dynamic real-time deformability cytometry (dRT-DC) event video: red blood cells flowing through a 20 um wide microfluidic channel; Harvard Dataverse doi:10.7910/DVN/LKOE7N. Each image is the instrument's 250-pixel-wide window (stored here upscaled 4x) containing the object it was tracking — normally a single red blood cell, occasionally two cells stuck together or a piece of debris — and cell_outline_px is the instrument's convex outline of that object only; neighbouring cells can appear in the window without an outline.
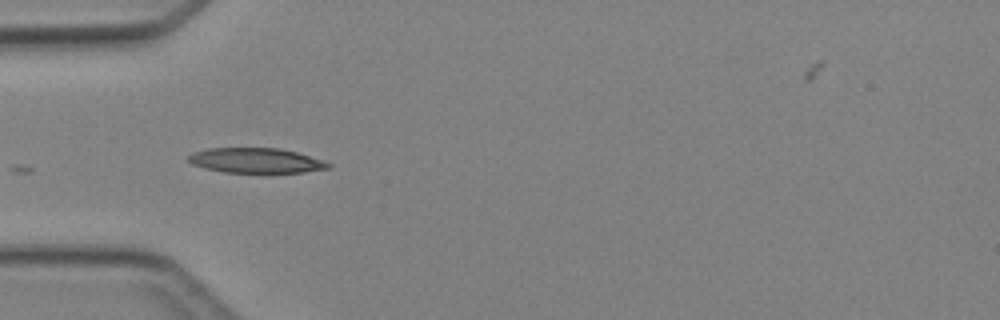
{"species": "Egyptian fruit bat (a non-hibernating species)", "species_latin": "Rousettus aegyptiacus", "temperature_condition": "cold", "stored_images_in_passage": 4, "camera_frame_rate_fps": 3000, "um_per_image_px": 0.085, "animal": {"sex": "female"}, "frame": {"image": 1, "passage_image": 4, "time_ms": 4.333, "image_size_px": [1000, 320], "cell_outline_px": [[332, 168], [304, 172], [224, 172], [204, 168], [192, 164], [184, 160], [192, 152], [208, 148], [280, 148], [296, 152], [324, 160], [332, 164]], "centroid_in_image_um": [21.74, 13.64], "position_along_channel_um": 63.3, "area_um2": 20.52}}